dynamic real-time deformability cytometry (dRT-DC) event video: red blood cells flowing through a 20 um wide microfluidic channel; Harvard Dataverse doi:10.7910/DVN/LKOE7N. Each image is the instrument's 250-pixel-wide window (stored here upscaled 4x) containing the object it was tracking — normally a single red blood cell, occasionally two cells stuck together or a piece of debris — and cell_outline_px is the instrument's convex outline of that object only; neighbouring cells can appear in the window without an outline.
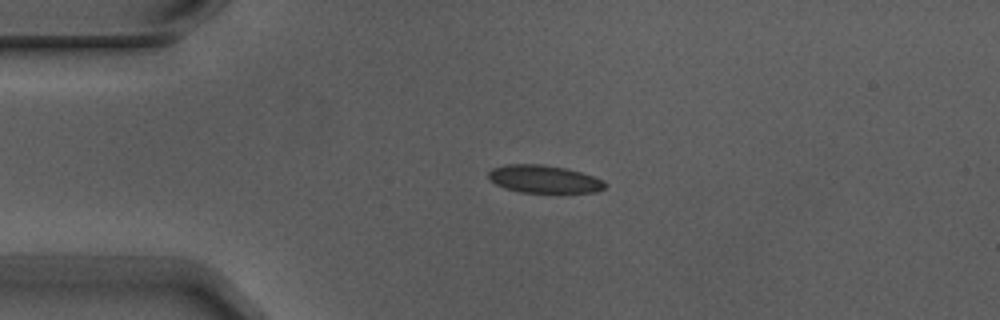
{"species": "Egyptian fruit bat (a non-hibernating species)", "species_latin": "Rousettus aegyptiacus", "temperature_condition": "warm", "stored_images_in_passage": 2, "camera_frame_rate_fps": 3000, "um_per_image_px": 0.085, "animal": {"sex": "male"}, "frame": {"image": 1, "passage_image": 1, "time_ms": 0.0, "image_size_px": [1000, 320], "cell_outline_px": [[608, 184], [604, 188], [596, 192], [520, 192], [504, 188], [488, 180], [488, 172], [492, 168], [504, 164], [540, 164], [564, 168], [580, 172], [604, 180]], "centroid_in_image_um": [46.2, 15.22], "position_along_channel_um": 38.8, "area_um2": 18.84}}